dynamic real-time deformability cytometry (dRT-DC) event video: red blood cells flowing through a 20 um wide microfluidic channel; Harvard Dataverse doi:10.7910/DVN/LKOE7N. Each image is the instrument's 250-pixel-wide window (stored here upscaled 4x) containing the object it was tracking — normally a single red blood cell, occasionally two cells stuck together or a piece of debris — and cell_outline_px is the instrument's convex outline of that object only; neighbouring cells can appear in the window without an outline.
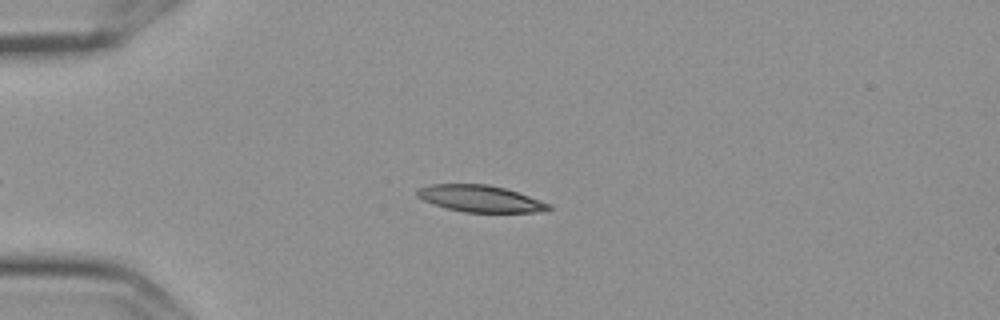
{"species": "Egyptian fruit bat (a non-hibernating species)", "species_latin": "Rousettus aegyptiacus", "temperature_condition": "cold", "stored_images_in_passage": 3, "camera_frame_rate_fps": 3000, "um_per_image_px": 0.085, "frame": {"image": 1, "passage_image": 3, "time_ms": 0.667, "image_size_px": [1000, 320], "cell_outline_px": [[552, 208], [540, 212], [464, 212], [448, 208], [424, 200], [416, 196], [416, 188], [428, 184], [488, 184], [504, 188], [552, 204]], "centroid_in_image_um": [40.8, 16.87], "position_along_channel_um": 44.2, "area_um2": 20.35}}